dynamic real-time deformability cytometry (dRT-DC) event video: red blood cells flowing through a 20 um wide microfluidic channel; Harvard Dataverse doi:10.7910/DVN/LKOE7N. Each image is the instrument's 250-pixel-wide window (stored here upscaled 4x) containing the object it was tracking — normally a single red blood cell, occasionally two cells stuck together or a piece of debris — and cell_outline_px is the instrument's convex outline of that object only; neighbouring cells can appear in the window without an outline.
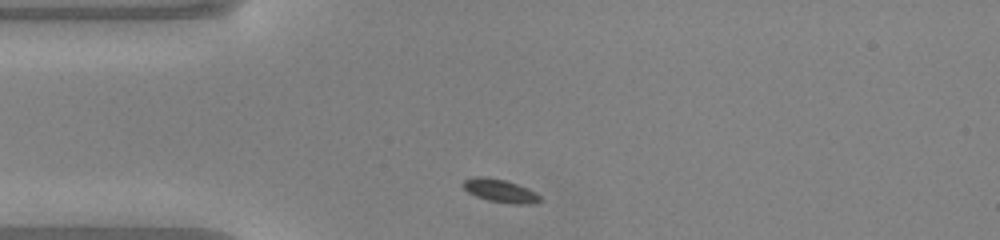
{"species": "common noctule bat (a hibernating species)", "species_latin": "Nyctalus noctula", "temperature_condition": "warm", "stored_images_in_passage": 39, "camera_frame_rate_fps": 3000, "um_per_image_px": 0.085, "animal": {"sex": "male", "body_mass_g": 20.0, "forearm_length_mm": 53.3}, "frame": {"image": 1, "passage_image": 1, "time_ms": 0.0, "image_size_px": [1000, 240], "cell_outline_px": [[540, 200], [528, 204], [512, 204], [488, 200], [476, 196], [468, 192], [460, 184], [464, 180], [472, 176], [484, 176], [504, 180], [516, 184], [536, 192], [540, 196]], "centroid_in_image_um": [42.45, 16.2], "position_along_channel_um": 42.6, "area_um2": 10.29}}
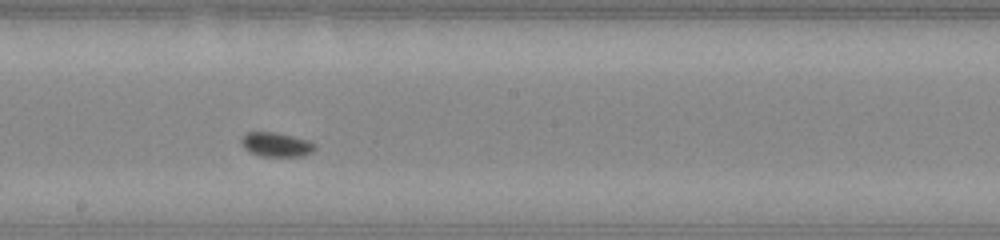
{"frame": {"image": 2, "passage_image": 16, "time_ms": 5.0, "image_size_px": [1000, 240], "cell_outline_px": [[316, 148], [312, 152], [304, 156], [260, 156], [248, 152], [244, 148], [240, 140], [248, 132], [276, 132], [308, 140], [316, 144]], "centroid_in_image_um": [23.49, 12.29], "position_along_channel_um": 224.7, "area_um2": 10.46}}
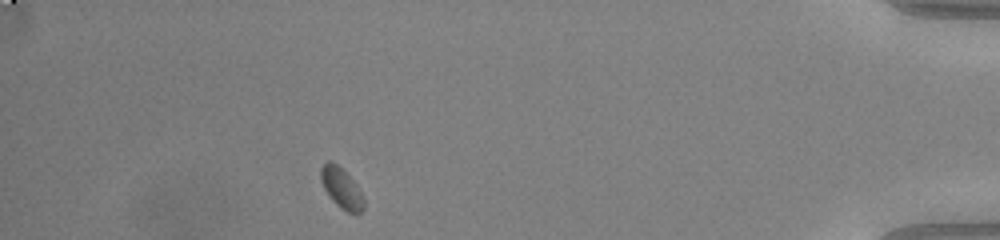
{"frame": {"image": 3, "passage_image": 34, "time_ms": 11.0, "image_size_px": [1000, 240], "cell_outline_px": [[364, 208], [356, 216], [340, 208], [328, 196], [320, 180], [320, 168], [328, 160], [332, 160], [356, 184], [364, 196]], "centroid_in_image_um": [29.03, 16.02], "position_along_channel_um": 406.2, "area_um2": 10.23}}